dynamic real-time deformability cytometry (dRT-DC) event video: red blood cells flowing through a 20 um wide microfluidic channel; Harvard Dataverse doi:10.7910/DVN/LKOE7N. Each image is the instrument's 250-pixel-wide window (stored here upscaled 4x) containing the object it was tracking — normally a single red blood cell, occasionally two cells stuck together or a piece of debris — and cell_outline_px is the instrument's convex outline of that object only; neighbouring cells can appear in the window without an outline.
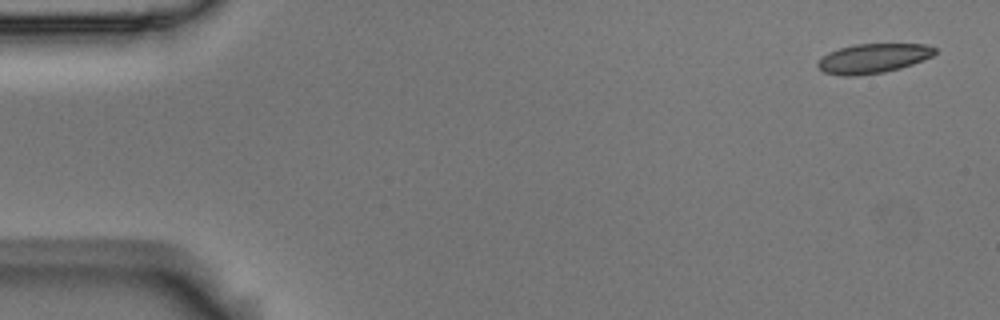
{"species": "Egyptian fruit bat (a non-hibernating species)", "species_latin": "Rousettus aegyptiacus", "temperature_condition": "room temperature", "stored_images_in_passage": 4, "camera_frame_rate_fps": 3000, "um_per_image_px": 0.085, "animal": {"sex": "male"}, "frame": {"image": 1, "passage_image": 1, "time_ms": 0.0, "image_size_px": [1000, 320], "cell_outline_px": [[936, 52], [932, 56], [924, 60], [900, 68], [884, 72], [856, 76], [840, 76], [824, 72], [816, 64], [828, 52], [840, 48], [856, 44], [928, 44], [936, 48]], "centroid_in_image_um": [74.23, 4.96], "position_along_channel_um": 10.8, "area_um2": 20.11}}
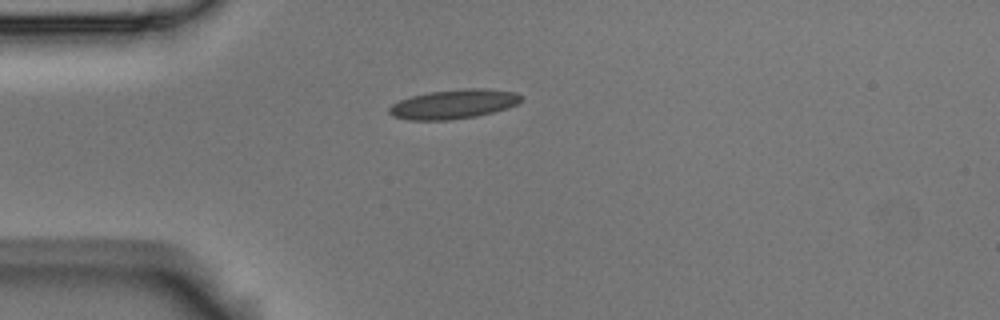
{"frame": {"image": 2, "passage_image": 4, "time_ms": 1.0, "image_size_px": [1000, 320], "cell_outline_px": [[520, 100], [516, 104], [508, 108], [476, 116], [452, 120], [408, 120], [392, 116], [388, 112], [388, 108], [392, 104], [400, 100], [412, 96], [428, 92], [464, 88], [476, 88], [516, 92], [520, 96]], "centroid_in_image_um": [38.51, 8.86], "position_along_channel_um": 46.5, "area_um2": 22.43}}